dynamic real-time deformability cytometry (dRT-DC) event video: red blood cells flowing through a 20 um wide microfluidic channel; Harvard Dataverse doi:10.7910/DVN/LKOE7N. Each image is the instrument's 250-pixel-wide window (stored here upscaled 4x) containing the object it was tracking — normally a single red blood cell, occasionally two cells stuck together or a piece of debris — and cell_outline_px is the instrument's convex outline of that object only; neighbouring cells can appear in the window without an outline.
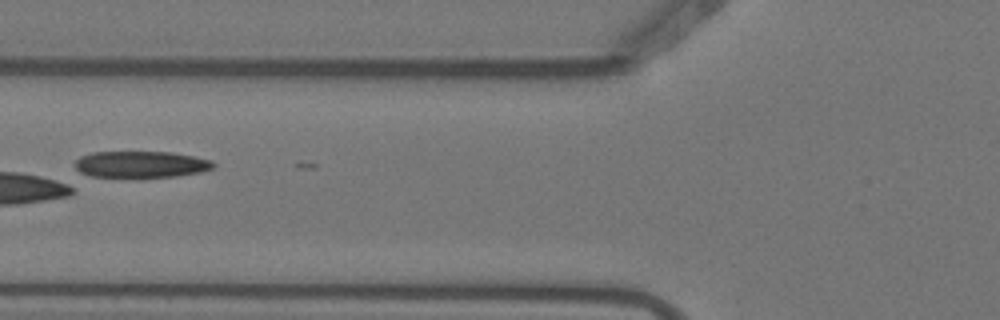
{"species": "Egyptian fruit bat (a non-hibernating species)", "species_latin": "Rousettus aegyptiacus", "temperature_condition": "warm", "stored_images_in_passage": 8, "camera_frame_rate_fps": 3000, "um_per_image_px": 0.085, "animal": {"sex": "female"}, "frame": {"image": 1, "passage_image": 6, "time_ms": 1.667, "image_size_px": [1000, 320], "cell_outline_px": [[216, 164], [212, 168], [200, 172], [176, 176], [92, 176], [80, 172], [76, 168], [76, 160], [80, 156], [92, 152], [172, 152], [212, 160]], "centroid_in_image_um": [11.99, 13.95], "position_along_channel_um": 113.8, "area_um2": 20.98}}
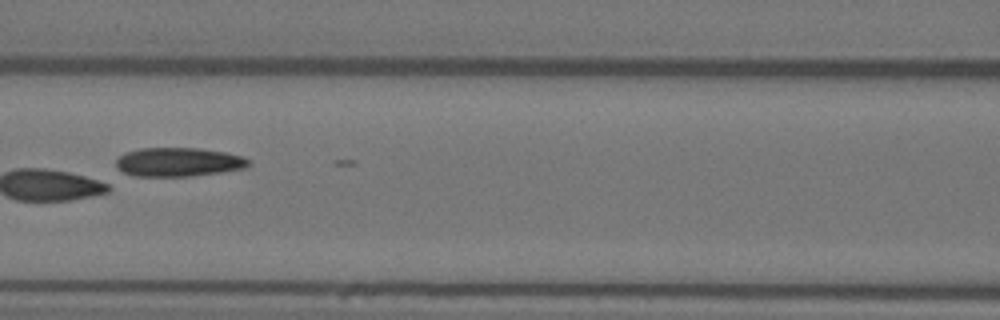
{"frame": {"image": 2, "passage_image": 7, "time_ms": 2.0, "image_size_px": [1000, 320], "cell_outline_px": [[248, 164], [244, 168], [220, 172], [188, 176], [136, 176], [124, 172], [116, 168], [116, 160], [124, 152], [140, 148], [200, 148], [228, 152], [240, 156], [248, 160]], "centroid_in_image_um": [15.12, 13.76], "position_along_channel_um": 151.5, "area_um2": 22.2}}
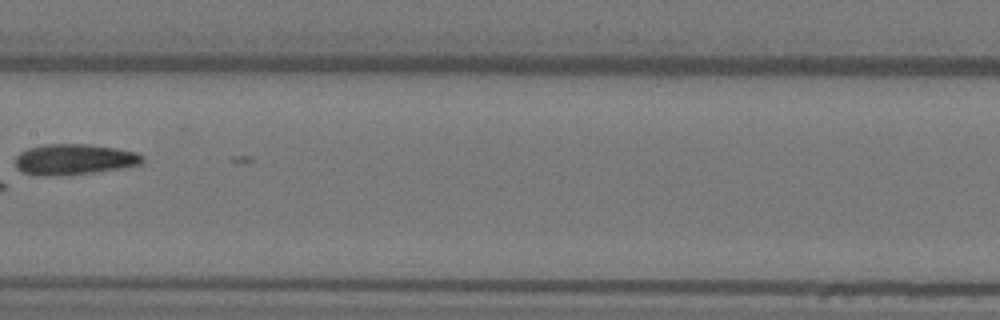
{"frame": {"image": 3, "passage_image": 8, "time_ms": 2.333, "image_size_px": [1000, 320], "cell_outline_px": [[144, 160], [140, 164], [120, 168], [68, 176], [36, 176], [20, 172], [16, 168], [12, 160], [20, 152], [28, 148], [44, 144], [88, 144], [116, 148], [136, 152], [144, 156]], "centroid_in_image_um": [6.22, 13.56], "position_along_channel_um": 201.2, "area_um2": 23.29}}